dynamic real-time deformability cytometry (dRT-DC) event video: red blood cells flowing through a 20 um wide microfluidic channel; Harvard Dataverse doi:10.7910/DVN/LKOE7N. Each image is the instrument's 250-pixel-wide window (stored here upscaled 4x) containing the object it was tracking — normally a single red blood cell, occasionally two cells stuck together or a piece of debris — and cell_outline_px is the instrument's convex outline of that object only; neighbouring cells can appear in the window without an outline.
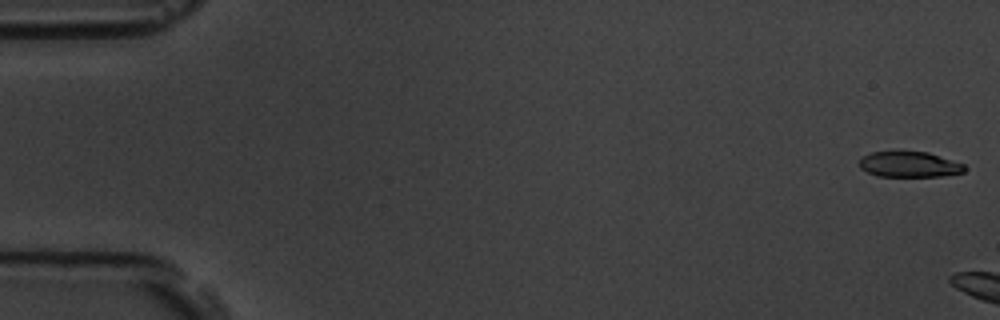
{"species": "common noctule bat (a hibernating species)", "species_latin": "Nyctalus noctula", "temperature_condition": "room temperature", "stored_images_in_passage": 5, "camera_frame_rate_fps": 3000, "um_per_image_px": 0.085, "animal": {"sex": "male", "body_mass_g": 19.5, "forearm_length_mm": 54.6}, "frame": {"image": 1, "passage_image": 1, "time_ms": 0.0, "image_size_px": [1000, 320], "cell_outline_px": [[968, 168], [964, 172], [940, 176], [880, 176], [868, 172], [860, 168], [860, 160], [864, 156], [872, 152], [928, 152], [964, 164]], "centroid_in_image_um": [77.33, 13.98], "position_along_channel_um": 7.7, "area_um2": 15.43}}